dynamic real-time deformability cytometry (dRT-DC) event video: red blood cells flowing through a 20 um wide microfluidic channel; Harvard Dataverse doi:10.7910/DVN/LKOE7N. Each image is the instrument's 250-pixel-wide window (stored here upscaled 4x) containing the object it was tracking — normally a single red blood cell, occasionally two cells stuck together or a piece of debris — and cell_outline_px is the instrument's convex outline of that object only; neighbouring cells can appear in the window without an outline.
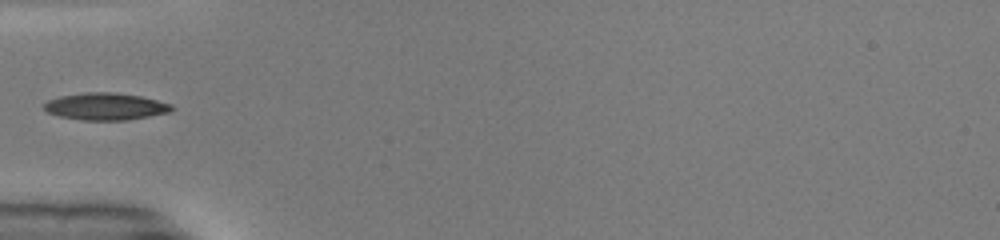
{"species": "common noctule bat (a hibernating species)", "species_latin": "Nyctalus noctula", "temperature_condition": "warm", "stored_images_in_passage": 33, "camera_frame_rate_fps": 3000, "um_per_image_px": 0.085, "animal": {"sex": "male", "body_mass_g": 19.0, "forearm_length_mm": 50.8}, "frame": {"image": 1, "passage_image": 1, "time_ms": 0.0, "image_size_px": [1000, 240], "cell_outline_px": [[176, 108], [168, 112], [128, 120], [84, 120], [60, 116], [48, 112], [44, 108], [44, 104], [48, 100], [60, 96], [84, 92], [112, 92], [140, 96], [172, 104]], "centroid_in_image_um": [8.98, 9.04], "position_along_channel_um": 76.0, "area_um2": 20.0}}
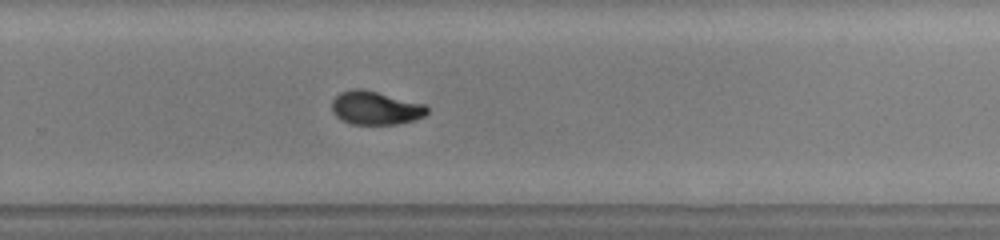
{"frame": {"image": 2, "passage_image": 17, "time_ms": 5.333, "image_size_px": [1000, 240], "cell_outline_px": [[428, 112], [424, 116], [412, 120], [396, 124], [352, 124], [340, 120], [332, 112], [332, 100], [340, 92], [356, 88], [360, 88], [424, 104], [428, 108]], "centroid_in_image_um": [31.88, 9.18], "position_along_channel_um": 297.9, "area_um2": 18.38}}
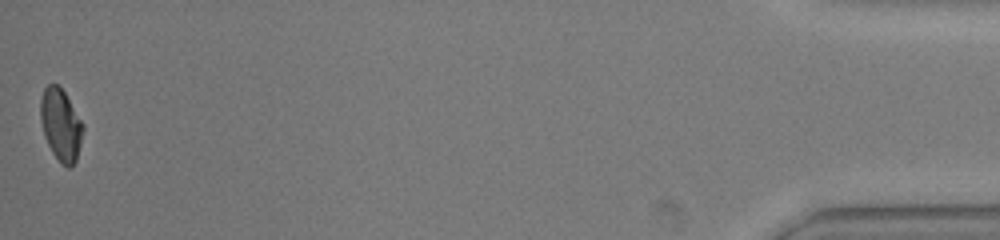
{"frame": {"image": 3, "passage_image": 33, "time_ms": 10.667, "image_size_px": [1000, 240], "cell_outline_px": [[84, 128], [76, 160], [68, 168], [60, 164], [52, 152], [44, 136], [40, 120], [40, 96], [44, 88], [48, 84], [56, 84], [64, 92], [84, 124]], "centroid_in_image_um": [5.15, 10.6], "position_along_channel_um": 430.0, "area_um2": 17.86}}